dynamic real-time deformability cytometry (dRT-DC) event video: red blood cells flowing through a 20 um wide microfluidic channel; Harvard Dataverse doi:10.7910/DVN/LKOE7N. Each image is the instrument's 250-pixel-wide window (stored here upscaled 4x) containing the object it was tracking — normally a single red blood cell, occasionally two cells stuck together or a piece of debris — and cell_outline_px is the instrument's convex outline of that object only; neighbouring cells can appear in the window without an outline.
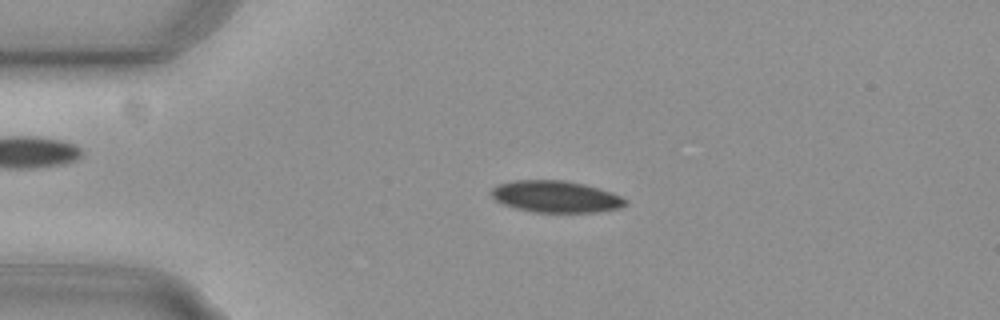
{"species": "common noctule bat (a hibernating species)", "species_latin": "Nyctalus noctula", "temperature_condition": "cold", "stored_images_in_passage": 54, "camera_frame_rate_fps": 3000, "um_per_image_px": 0.085, "animal": {"sex": "female", "body_mass_g": 29.2, "forearm_length_mm": 56.3}, "frame": {"image": 1, "passage_image": 12, "time_ms": 3.667, "image_size_px": [1000, 320], "cell_outline_px": [[628, 204], [620, 208], [596, 212], [532, 212], [516, 208], [504, 204], [496, 200], [492, 196], [492, 188], [496, 184], [516, 180], [564, 180], [584, 184], [612, 192], [628, 200]], "centroid_in_image_um": [47.26, 16.71], "position_along_channel_um": 37.7, "area_um2": 24.8}}
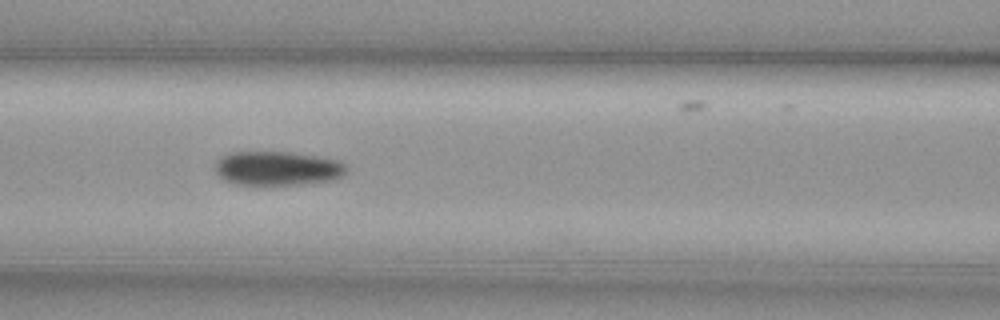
{"frame": {"image": 2, "passage_image": 23, "time_ms": 7.333, "image_size_px": [1000, 320], "cell_outline_px": [[348, 172], [336, 180], [304, 184], [264, 188], [256, 188], [232, 184], [224, 180], [216, 172], [216, 160], [232, 152], [288, 152], [316, 156], [340, 160], [348, 168]], "centroid_in_image_um": [23.59, 14.37], "position_along_channel_um": 143.0, "area_um2": 27.34}}
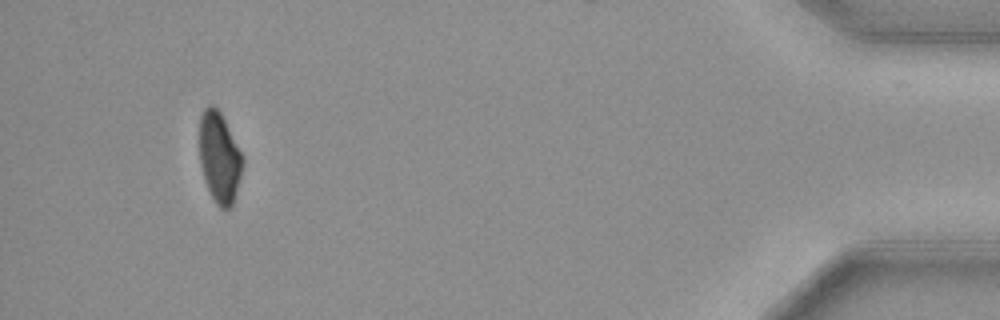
{"frame": {"image": 3, "passage_image": 51, "time_ms": 16.667, "image_size_px": [1000, 320], "cell_outline_px": [[244, 164], [236, 192], [232, 204], [228, 208], [220, 208], [216, 204], [204, 180], [200, 164], [200, 116], [204, 108], [208, 104], [212, 104], [220, 112], [244, 156]], "centroid_in_image_um": [18.66, 13.37], "position_along_channel_um": 416.5, "area_um2": 22.77}, "authors_computed_cell_mechanics": {"area_um2": 25.6054, "velocity_mm_per_s": 3.7457, "shape_relaxation_time_tau1_ms": 3.1778, "shape_relaxation_time_tau2_ms": null, "deformation_change_tau1": 0.0982, "deformation_change_tau2": null}}